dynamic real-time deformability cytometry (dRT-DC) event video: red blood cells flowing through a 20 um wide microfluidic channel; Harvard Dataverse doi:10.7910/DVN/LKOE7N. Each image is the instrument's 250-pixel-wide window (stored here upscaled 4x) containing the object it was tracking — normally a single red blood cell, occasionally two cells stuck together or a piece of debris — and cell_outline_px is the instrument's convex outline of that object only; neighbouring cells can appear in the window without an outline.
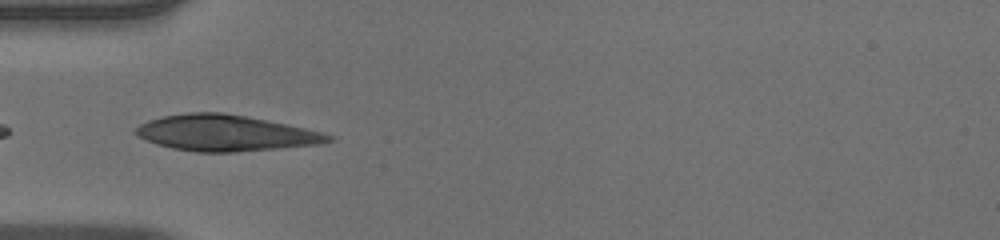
{"species": "human", "species_latin": "Homo sapiens", "temperature_condition": "warm", "stored_images_in_passage": 36, "camera_frame_rate_fps": 3000, "um_per_image_px": 0.085, "donor": {"sex": "male"}, "frame": {"image": 1, "passage_image": 1, "time_ms": 0.0, "image_size_px": [1000, 240], "cell_outline_px": [[336, 140], [320, 144], [232, 152], [196, 152], [172, 148], [156, 144], [136, 136], [132, 132], [140, 124], [148, 120], [164, 116], [188, 112], [224, 112], [324, 132], [336, 136]], "centroid_in_image_um": [19.15, 11.31], "position_along_channel_um": 65.9, "area_um2": 40.29}}
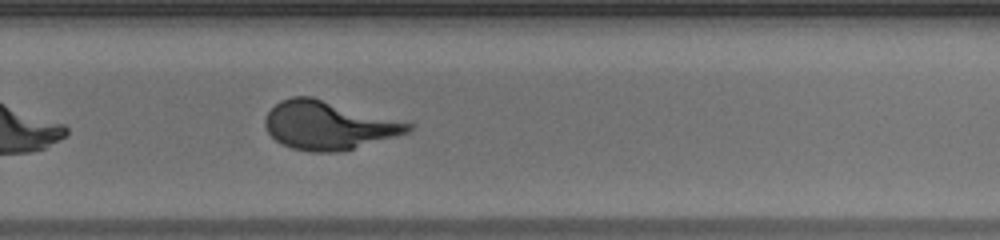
{"frame": {"image": 2, "passage_image": 19, "time_ms": 6.0, "image_size_px": [1000, 240], "cell_outline_px": [[412, 128], [408, 132], [396, 136], [352, 148], [336, 152], [312, 152], [292, 148], [280, 144], [268, 132], [264, 124], [264, 120], [268, 112], [280, 100], [292, 96], [312, 96], [412, 124]], "centroid_in_image_um": [27.85, 10.64], "position_along_channel_um": 302.0, "area_um2": 39.82}}
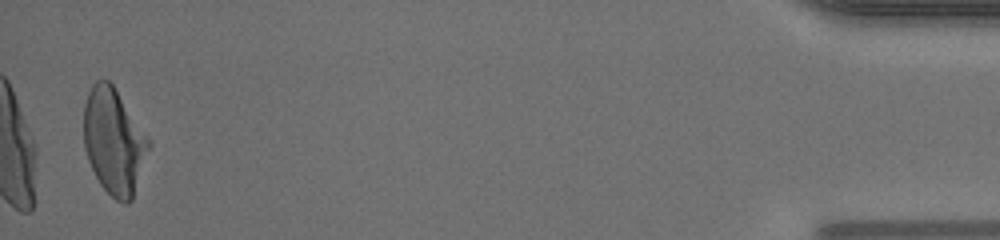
{"frame": {"image": 3, "passage_image": 35, "time_ms": 11.333, "image_size_px": [1000, 240], "cell_outline_px": [[152, 144], [132, 200], [128, 204], [124, 204], [116, 200], [100, 184], [88, 160], [84, 148], [84, 104], [88, 92], [92, 84], [96, 80], [108, 80], [112, 84]], "centroid_in_image_um": [9.68, 12.04], "position_along_channel_um": 425.5, "area_um2": 39.82}}